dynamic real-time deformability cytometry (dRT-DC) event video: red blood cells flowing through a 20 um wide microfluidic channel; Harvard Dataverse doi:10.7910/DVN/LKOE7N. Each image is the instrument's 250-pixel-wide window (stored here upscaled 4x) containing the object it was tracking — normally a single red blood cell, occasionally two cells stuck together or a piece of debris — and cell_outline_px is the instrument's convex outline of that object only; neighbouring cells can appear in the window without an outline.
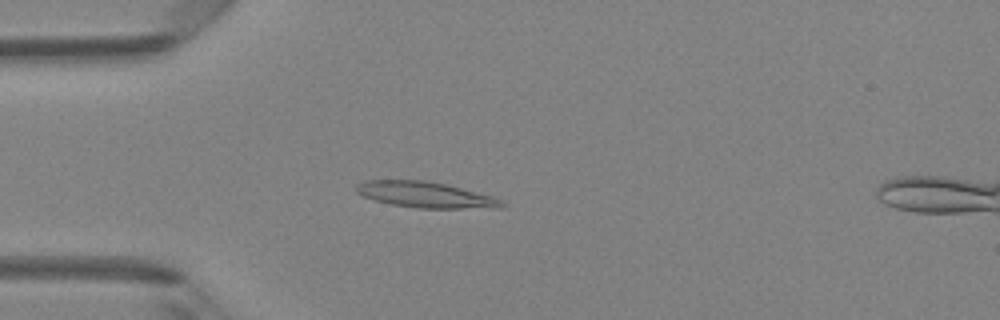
{"species": "Egyptian fruit bat (a non-hibernating species)", "species_latin": "Rousettus aegyptiacus", "temperature_condition": "room temperature", "stored_images_in_passage": 48, "camera_frame_rate_fps": 3000, "um_per_image_px": 0.085, "animal": {"sex": "female"}, "frame": {"image": 1, "passage_image": 13, "time_ms": 4.0, "image_size_px": [1000, 320], "cell_outline_px": [[508, 204], [504, 208], [420, 208], [392, 204], [376, 200], [364, 196], [356, 192], [356, 184], [364, 180], [424, 180], [448, 184], [492, 196]], "centroid_in_image_um": [36.21, 16.55], "position_along_channel_um": 48.8, "area_um2": 21.96}}
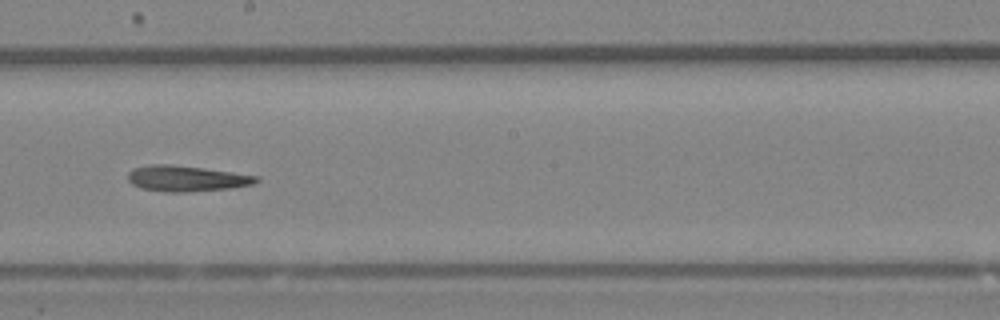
{"frame": {"image": 2, "passage_image": 27, "time_ms": 8.667, "image_size_px": [1000, 320], "cell_outline_px": [[260, 180], [252, 184], [228, 188], [188, 192], [164, 192], [140, 188], [132, 184], [128, 180], [128, 172], [132, 168], [148, 164], [172, 164], [204, 168], [260, 176]], "centroid_in_image_um": [15.81, 15.16], "position_along_channel_um": 232.4, "area_um2": 19.42}}
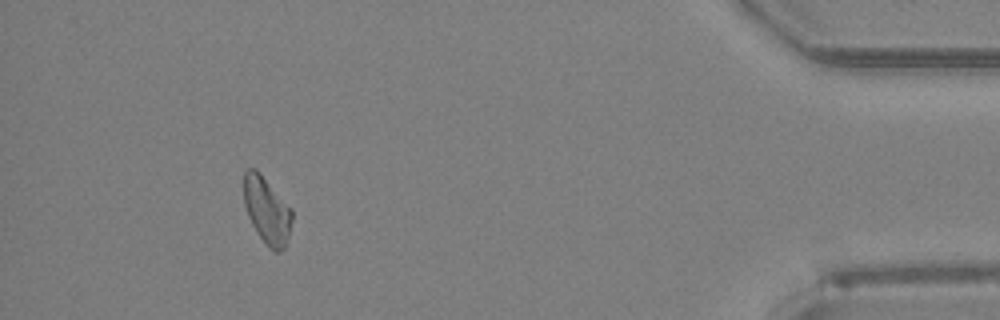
{"frame": {"image": 3, "passage_image": 44, "time_ms": 14.333, "image_size_px": [1000, 320], "cell_outline_px": [[292, 220], [288, 236], [284, 248], [280, 252], [276, 252], [268, 248], [256, 232], [248, 216], [244, 204], [244, 172], [248, 168], [256, 168], [260, 172], [292, 208]], "centroid_in_image_um": [22.68, 17.87], "position_along_channel_um": 412.5, "area_um2": 18.9}, "authors_computed_cell_mechanics": {"area_um2": 19.3052, "velocity_mm_per_s": 4.2302, "shape_relaxation_time_tau1_ms": 2.9206, "shape_relaxation_time_tau2_ms": 4.3952, "deformation_change_tau1": 0.1481, "deformation_change_tau2": 0.1566}}